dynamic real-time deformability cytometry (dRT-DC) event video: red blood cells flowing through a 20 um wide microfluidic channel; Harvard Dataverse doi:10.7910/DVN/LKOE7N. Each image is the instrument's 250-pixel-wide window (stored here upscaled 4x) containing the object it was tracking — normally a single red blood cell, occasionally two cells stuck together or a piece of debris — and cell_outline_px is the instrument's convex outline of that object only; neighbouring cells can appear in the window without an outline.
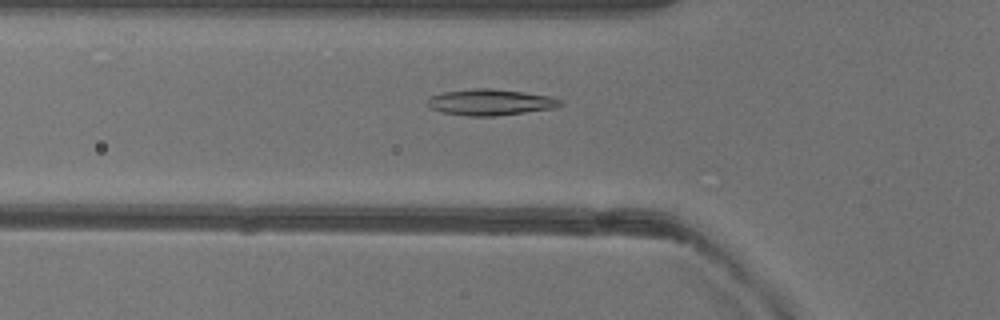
{"species": "common noctule bat (a hibernating species)", "species_latin": "Nyctalus noctula", "temperature_condition": "warm", "stored_images_in_passage": 51, "camera_frame_rate_fps": 3000, "um_per_image_px": 0.085, "animal": {"sex": "female"}, "frame": {"image": 1, "passage_image": 17, "time_ms": 5.333, "image_size_px": [1000, 320], "cell_outline_px": [[564, 104], [556, 108], [496, 116], [468, 116], [444, 112], [432, 108], [428, 104], [428, 100], [432, 96], [444, 92], [472, 88], [492, 88], [524, 92], [552, 96], [564, 100]], "centroid_in_image_um": [41.78, 8.68], "position_along_channel_um": 84.0, "area_um2": 20.29}}
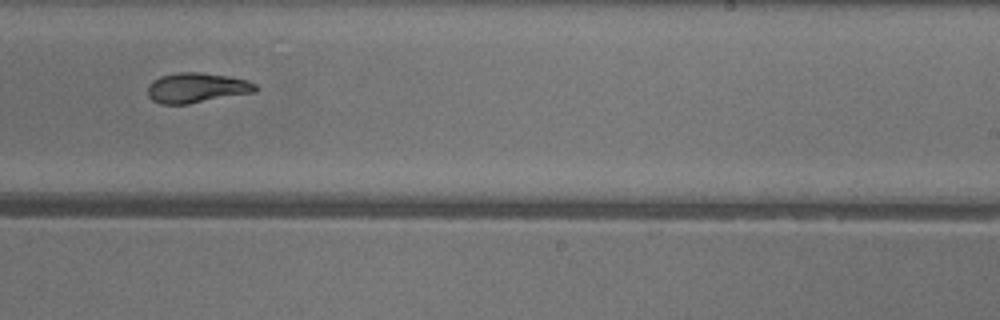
{"frame": {"image": 2, "passage_image": 31, "time_ms": 10.0, "image_size_px": [1000, 320], "cell_outline_px": [[256, 92], [188, 104], [160, 104], [152, 100], [148, 96], [148, 84], [152, 80], [160, 76], [176, 72], [200, 72], [228, 76], [244, 80], [256, 84]], "centroid_in_image_um": [16.67, 7.46], "position_along_channel_um": 272.3, "area_um2": 18.9}}
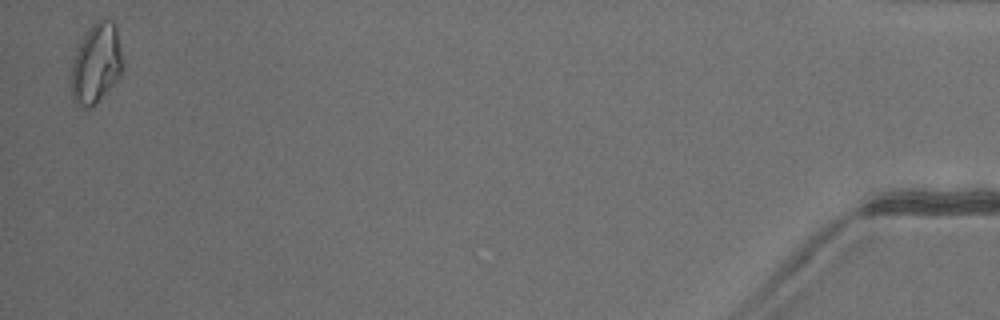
{"frame": {"image": 3, "passage_image": 50, "time_ms": 16.333, "image_size_px": [1000, 320], "cell_outline_px": [[124, 68], [120, 76], [88, 108], [80, 108], [72, 96], [72, 64], [76, 48], [92, 24], [96, 20], [112, 20], [116, 28], [124, 60]], "centroid_in_image_um": [8.19, 5.35], "position_along_channel_um": 427.0, "area_um2": 23.52}, "authors_computed_cell_mechanics": {"area_um2": 19.652, "velocity_mm_per_s": 4.0223, "shape_relaxation_time_tau1_ms": null, "shape_relaxation_time_tau2_ms": 3.8387, "deformation_change_tau1": null, "deformation_change_tau2": 0.0837}}